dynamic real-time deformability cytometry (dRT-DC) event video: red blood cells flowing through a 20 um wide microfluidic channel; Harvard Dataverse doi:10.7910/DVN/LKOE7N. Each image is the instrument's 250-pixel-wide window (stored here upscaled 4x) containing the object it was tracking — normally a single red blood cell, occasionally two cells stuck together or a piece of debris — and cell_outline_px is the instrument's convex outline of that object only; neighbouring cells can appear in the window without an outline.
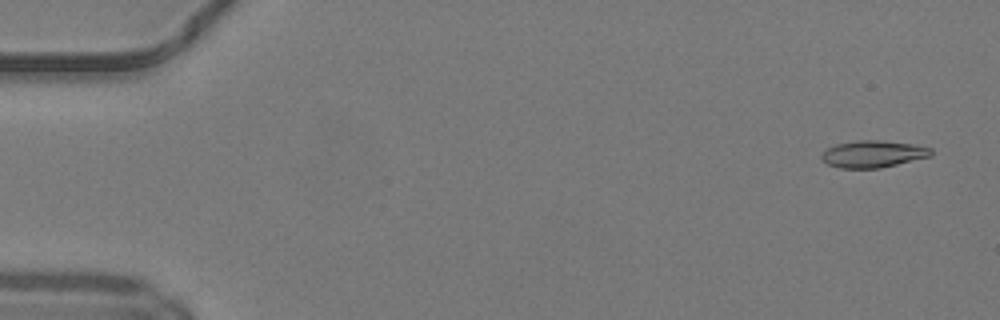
{"species": "common noctule bat (a hibernating species)", "species_latin": "Nyctalus noctula", "temperature_condition": "warm", "stored_images_in_passage": 19, "camera_frame_rate_fps": 3000, "um_per_image_px": 0.085, "animal": {"sex": "male", "body_mass_g": 19.2, "forearm_length_mm": 51.8}, "frame": {"image": 1, "passage_image": 3, "time_ms": 0.667, "image_size_px": [1000, 320], "cell_outline_px": [[932, 156], [880, 168], [840, 168], [828, 164], [820, 160], [820, 156], [828, 148], [836, 144], [856, 140], [880, 140], [912, 144], [932, 148]], "centroid_in_image_um": [74.2, 13.09], "position_along_channel_um": 10.8, "area_um2": 17.22}}
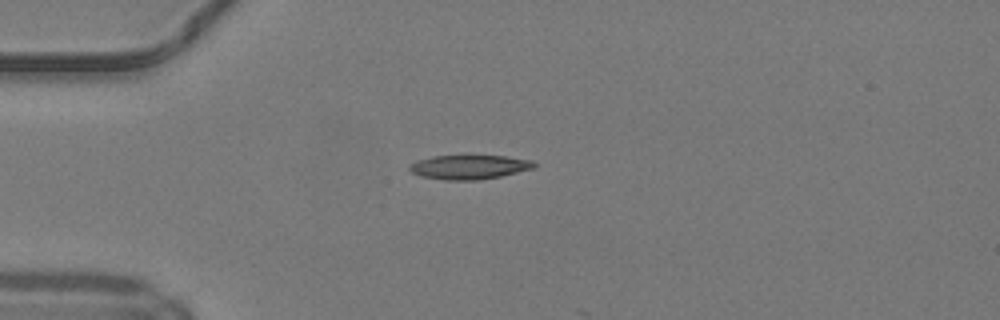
{"frame": {"image": 2, "passage_image": 14, "time_ms": 4.333, "image_size_px": [1000, 320], "cell_outline_px": [[536, 168], [500, 176], [476, 180], [444, 180], [420, 176], [412, 172], [408, 168], [408, 164], [416, 160], [432, 156], [468, 152], [504, 156], [532, 160], [536, 164]], "centroid_in_image_um": [39.85, 14.14], "position_along_channel_um": 45.1, "area_um2": 18.67}}
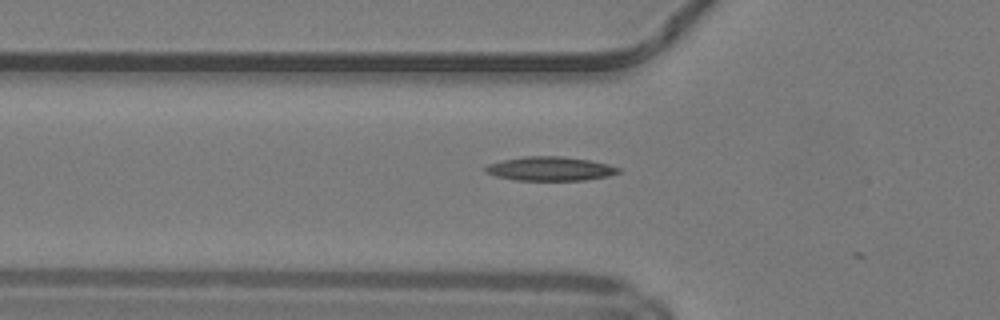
{"frame": {"image": 3, "passage_image": 18, "time_ms": 5.667, "image_size_px": [1000, 320], "cell_outline_px": [[620, 172], [608, 176], [584, 180], [516, 180], [496, 176], [484, 172], [484, 168], [488, 164], [504, 160], [528, 156], [560, 156], [588, 160], [608, 164], [620, 168]], "centroid_in_image_um": [46.76, 14.34], "position_along_channel_um": 79.0, "area_um2": 18.44}}